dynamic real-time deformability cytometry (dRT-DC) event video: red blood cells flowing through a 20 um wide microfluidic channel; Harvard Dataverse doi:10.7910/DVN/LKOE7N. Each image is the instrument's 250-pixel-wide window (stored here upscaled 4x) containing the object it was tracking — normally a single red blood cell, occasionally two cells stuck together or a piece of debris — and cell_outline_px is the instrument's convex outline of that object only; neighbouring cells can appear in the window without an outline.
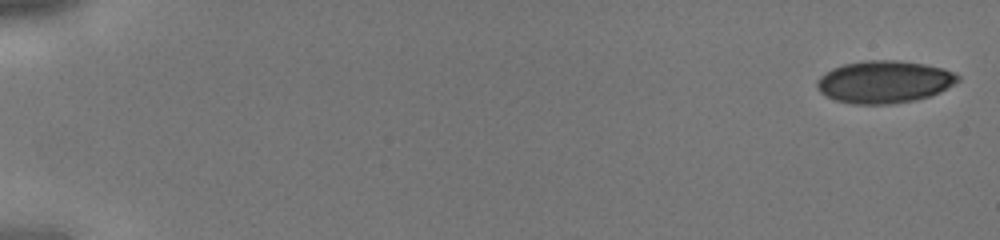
{"species": "human", "species_latin": "Homo sapiens", "temperature_condition": "cold", "stored_images_in_passage": 43, "camera_frame_rate_fps": 3000, "um_per_image_px": 0.085, "donor": {"sex": "male"}, "frame": {"image": 1, "passage_image": 1, "time_ms": 0.0, "image_size_px": [1000, 240], "cell_outline_px": [[960, 80], [940, 92], [932, 96], [916, 100], [892, 104], [856, 104], [836, 100], [824, 96], [816, 88], [816, 80], [820, 76], [832, 68], [844, 64], [864, 60], [896, 60], [924, 64], [944, 68], [960, 76]], "centroid_in_image_um": [75.15, 6.96], "position_along_channel_um": 9.9, "area_um2": 35.03}}
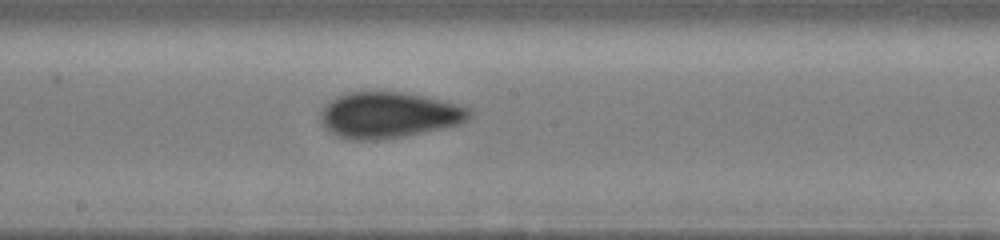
{"frame": {"image": 2, "passage_image": 25, "time_ms": 8.0, "image_size_px": [1000, 240], "cell_outline_px": [[472, 116], [468, 120], [444, 128], [404, 136], [380, 140], [348, 140], [336, 136], [328, 132], [320, 124], [320, 112], [324, 104], [336, 96], [348, 92], [404, 92], [464, 104], [472, 108]], "centroid_in_image_um": [33.03, 9.78], "position_along_channel_um": 215.2, "area_um2": 40.69}}
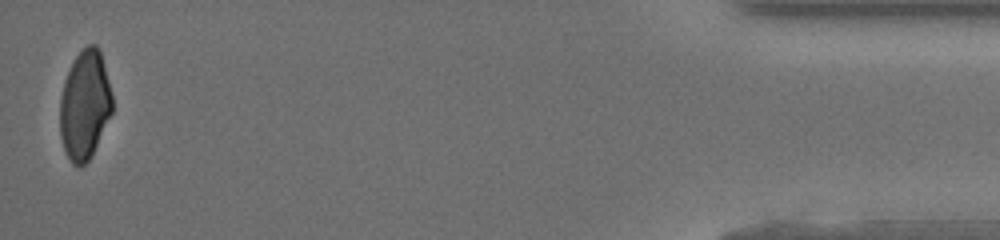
{"frame": {"image": 3, "passage_image": 43, "time_ms": 14.0, "image_size_px": [1000, 240], "cell_outline_px": [[112, 112], [88, 160], [80, 168], [72, 164], [64, 152], [60, 136], [60, 100], [64, 80], [76, 56], [88, 44], [96, 44], [100, 48], [112, 96]], "centroid_in_image_um": [7.19, 8.93], "position_along_channel_um": 428.0, "area_um2": 33.0}}